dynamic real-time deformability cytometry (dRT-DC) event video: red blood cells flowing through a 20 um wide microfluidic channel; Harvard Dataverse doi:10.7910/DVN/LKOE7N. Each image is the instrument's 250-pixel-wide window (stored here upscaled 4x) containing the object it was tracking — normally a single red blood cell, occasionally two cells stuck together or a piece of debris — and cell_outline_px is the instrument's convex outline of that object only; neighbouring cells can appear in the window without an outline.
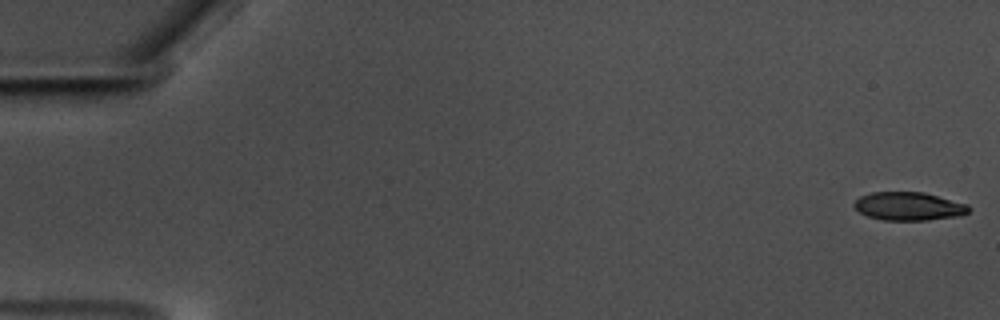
{"species": "common noctule bat (a hibernating species)", "species_latin": "Nyctalus noctula", "temperature_condition": "warm", "stored_images_in_passage": 58, "camera_frame_rate_fps": 3000, "um_per_image_px": 0.085, "animal": {"sex": "male", "body_mass_g": 17.5, "forearm_length_mm": 52.3}, "frame": {"image": 1, "passage_image": 1, "time_ms": 0.0, "image_size_px": [1000, 320], "cell_outline_px": [[972, 208], [968, 212], [960, 216], [928, 220], [884, 220], [868, 216], [860, 212], [852, 204], [860, 196], [872, 192], [924, 192], [968, 204]], "centroid_in_image_um": [77.27, 17.53], "position_along_channel_um": 7.7, "area_um2": 18.96}}
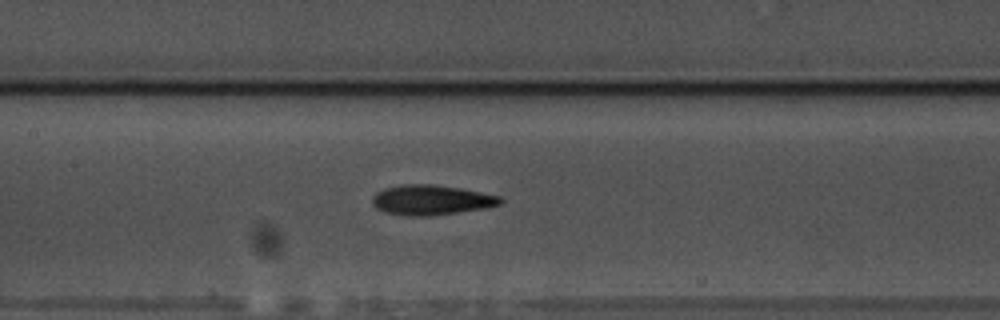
{"frame": {"image": 2, "passage_image": 28, "time_ms": 9.0, "image_size_px": [1000, 320], "cell_outline_px": [[504, 200], [500, 204], [488, 208], [432, 216], [412, 216], [384, 212], [376, 208], [372, 204], [372, 196], [376, 192], [384, 188], [400, 184], [432, 184], [460, 188], [500, 196]], "centroid_in_image_um": [36.65, 17.0], "position_along_channel_um": 170.8, "area_um2": 22.6}}
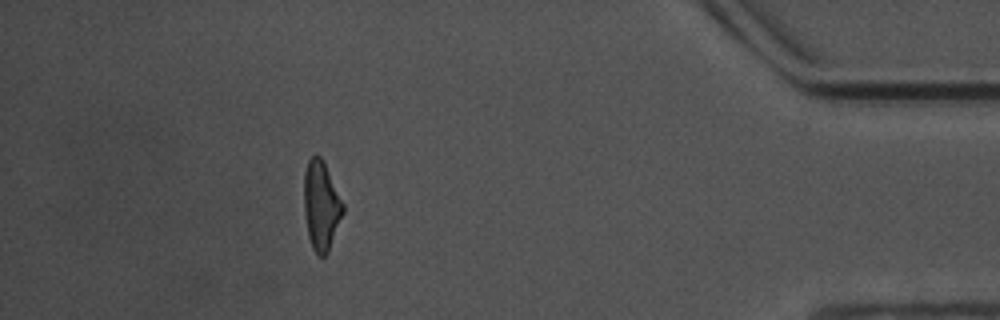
{"frame": {"image": 3, "passage_image": 52, "time_ms": 17.0, "image_size_px": [1000, 320], "cell_outline_px": [[344, 212], [328, 252], [324, 256], [320, 256], [312, 248], [308, 236], [304, 212], [304, 172], [308, 160], [316, 152], [324, 160], [344, 204]], "centroid_in_image_um": [27.3, 17.43], "position_along_channel_um": 407.9, "area_um2": 20.46}, "authors_computed_cell_mechanics": {"area_um2": 20.8369, "velocity_mm_per_s": 3.5747, "shape_relaxation_time_tau1_ms": 4.8302, "shape_relaxation_time_tau2_ms": 3.4799, "deformation_change_tau1": 0.1745, "deformation_change_tau2": 0.1375}}